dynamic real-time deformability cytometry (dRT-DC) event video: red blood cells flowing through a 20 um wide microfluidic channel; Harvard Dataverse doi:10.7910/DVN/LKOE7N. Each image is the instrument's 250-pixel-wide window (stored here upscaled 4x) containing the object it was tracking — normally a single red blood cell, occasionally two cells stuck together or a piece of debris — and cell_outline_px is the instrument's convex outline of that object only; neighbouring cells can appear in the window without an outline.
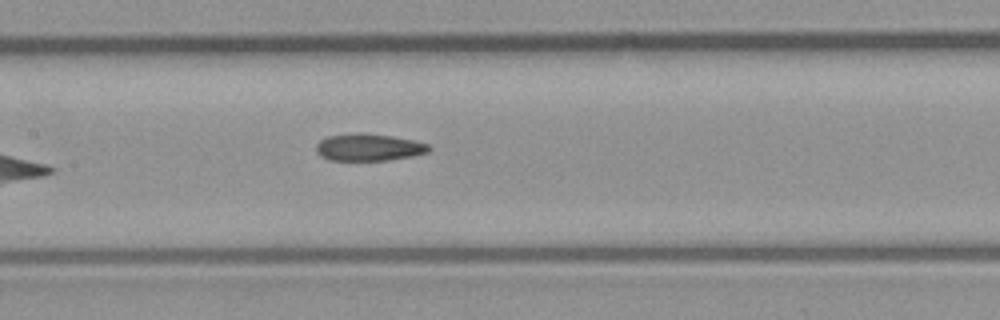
{"species": "common noctule bat (a hibernating species)", "species_latin": "Nyctalus noctula", "temperature_condition": "room temperature", "stored_images_in_passage": 8, "camera_frame_rate_fps": 3000, "um_per_image_px": 0.085, "animal": {"sex": "male", "body_mass_g": 23.1, "forearm_length_mm": 52.7}, "frame": {"image": 1, "passage_image": 8, "time_ms": 8.0, "image_size_px": [1000, 320], "cell_outline_px": [[432, 148], [428, 152], [412, 156], [388, 160], [328, 160], [320, 156], [316, 152], [316, 144], [320, 140], [328, 136], [356, 132], [392, 136], [412, 140], [428, 144]], "centroid_in_image_um": [31.32, 12.52], "position_along_channel_um": 176.1, "area_um2": 17.86}}